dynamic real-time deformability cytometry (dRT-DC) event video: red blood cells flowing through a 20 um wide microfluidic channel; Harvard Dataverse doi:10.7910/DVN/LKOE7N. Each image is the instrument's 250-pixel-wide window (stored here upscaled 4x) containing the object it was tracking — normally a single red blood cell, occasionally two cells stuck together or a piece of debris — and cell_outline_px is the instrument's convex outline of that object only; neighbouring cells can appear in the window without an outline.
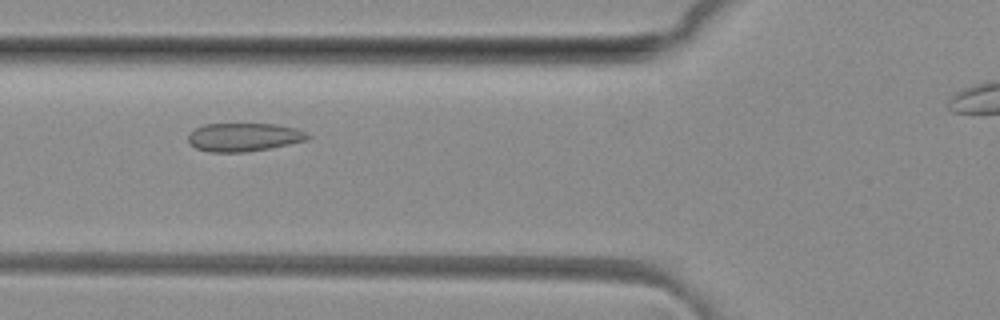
{"species": "common noctule bat (a hibernating species)", "species_latin": "Nyctalus noctula", "temperature_condition": "room temperature", "stored_images_in_passage": 39, "camera_frame_rate_fps": 3000, "um_per_image_px": 0.085, "animal": {"sex": "female", "body_mass_g": 29.2, "forearm_length_mm": 56.3}, "frame": {"image": 1, "passage_image": 13, "time_ms": 4.0, "image_size_px": [1000, 320], "cell_outline_px": [[312, 136], [308, 140], [268, 148], [244, 152], [208, 152], [196, 148], [188, 144], [188, 136], [196, 128], [204, 124], [276, 124], [296, 128], [308, 132]], "centroid_in_image_um": [20.75, 11.65], "position_along_channel_um": 105.1, "area_um2": 19.83}}
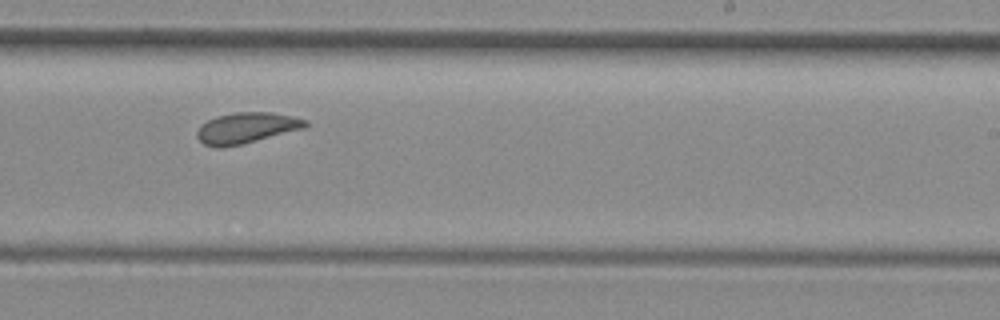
{"frame": {"image": 2, "passage_image": 25, "time_ms": 8.0, "image_size_px": [1000, 320], "cell_outline_px": [[308, 124], [304, 128], [240, 144], [204, 144], [196, 136], [196, 132], [200, 124], [216, 116], [236, 112], [272, 112], [292, 116], [308, 120]], "centroid_in_image_um": [20.98, 10.82], "position_along_channel_um": 268.0, "area_um2": 18.79}}
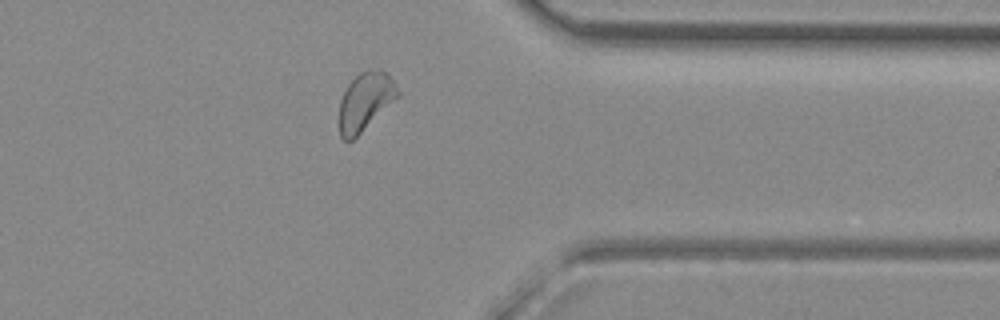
{"frame": {"image": 3, "passage_image": 34, "time_ms": 11.0, "image_size_px": [1000, 320], "cell_outline_px": [[400, 96], [352, 140], [344, 140], [340, 136], [340, 100], [348, 84], [360, 72], [368, 68], [380, 68], [392, 80], [400, 92]], "centroid_in_image_um": [31.06, 8.59], "position_along_channel_um": 380.3, "area_um2": 19.59}, "authors_computed_cell_mechanics": {"area_um2": 19.8254, "velocity_mm_per_s": 4.0886, "shape_relaxation_time_tau1_ms": 5.2894, "shape_relaxation_time_tau2_ms": 0.7792, "deformation_change_tau1": 0.0714, "deformation_change_tau2": 0.055}}